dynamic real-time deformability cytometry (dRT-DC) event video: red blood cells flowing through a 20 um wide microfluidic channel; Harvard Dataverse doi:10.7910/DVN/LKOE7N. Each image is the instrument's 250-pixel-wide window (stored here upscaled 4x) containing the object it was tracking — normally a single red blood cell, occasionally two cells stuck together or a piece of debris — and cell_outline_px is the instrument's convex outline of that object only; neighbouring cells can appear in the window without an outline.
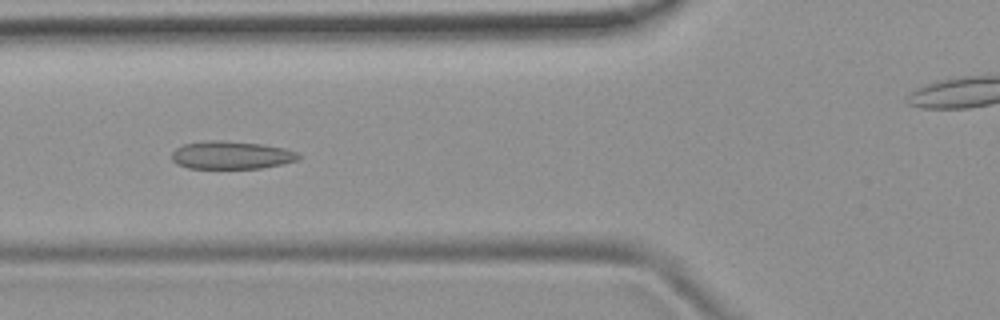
{"species": "common noctule bat (a hibernating species)", "species_latin": "Nyctalus noctula", "temperature_condition": "room temperature", "stored_images_in_passage": 41, "camera_frame_rate_fps": 3000, "um_per_image_px": 0.085, "animal": {"sex": "female", "body_mass_g": 19.9}, "frame": {"image": 1, "passage_image": 8, "time_ms": 2.333, "image_size_px": [1000, 320], "cell_outline_px": [[300, 156], [296, 160], [280, 164], [260, 168], [188, 168], [176, 164], [172, 160], [172, 152], [176, 148], [184, 144], [208, 140], [220, 140], [264, 144], [284, 148], [296, 152]], "centroid_in_image_um": [19.62, 13.18], "position_along_channel_um": 106.2, "area_um2": 20.52}}
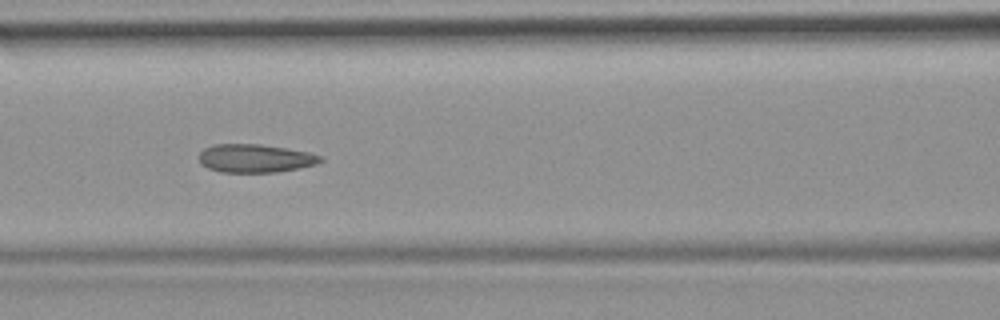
{"frame": {"image": 2, "passage_image": 11, "time_ms": 3.333, "image_size_px": [1000, 320], "cell_outline_px": [[324, 160], [316, 164], [276, 172], [220, 172], [208, 168], [200, 164], [200, 152], [204, 148], [212, 144], [260, 144], [308, 152], [324, 156]], "centroid_in_image_um": [21.68, 13.45], "position_along_channel_um": 144.9, "area_um2": 20.0}}
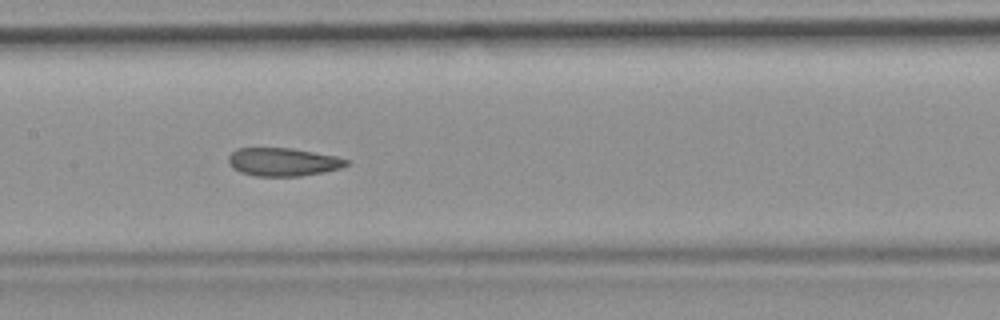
{"frame": {"image": 3, "passage_image": 14, "time_ms": 4.333, "image_size_px": [1000, 320], "cell_outline_px": [[352, 164], [340, 168], [324, 172], [300, 176], [256, 176], [240, 172], [232, 168], [228, 160], [228, 156], [236, 148], [292, 148], [336, 156], [348, 160]], "centroid_in_image_um": [24.07, 13.76], "position_along_channel_um": 183.3, "area_um2": 19.48}, "authors_computed_cell_mechanics": {"area_um2": 20.4612, "velocity_mm_per_s": 3.8535, "shape_relaxation_time_tau1_ms": null, "shape_relaxation_time_tau2_ms": 2.0576, "deformation_change_tau1": null, "deformation_change_tau2": 0.0814}}